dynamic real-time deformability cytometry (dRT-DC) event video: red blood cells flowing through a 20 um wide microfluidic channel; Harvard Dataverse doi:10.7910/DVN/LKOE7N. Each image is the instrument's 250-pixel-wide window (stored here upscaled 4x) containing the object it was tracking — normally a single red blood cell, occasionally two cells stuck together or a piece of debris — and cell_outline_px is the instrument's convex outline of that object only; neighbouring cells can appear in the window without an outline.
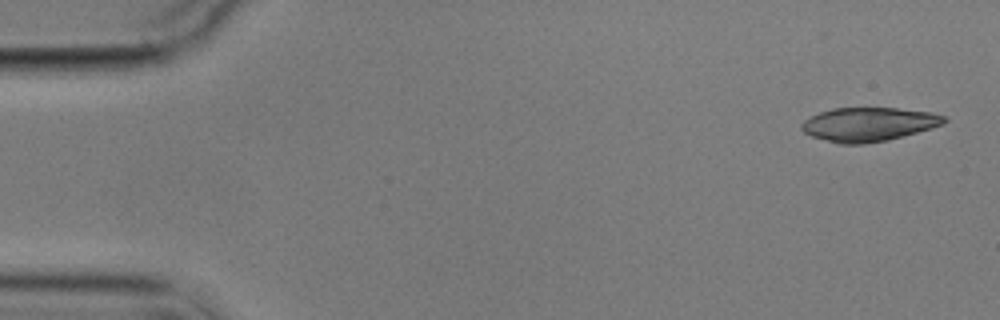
{"species": "common noctule bat (a hibernating species)", "species_latin": "Nyctalus noctula", "temperature_condition": "cold", "stored_images_in_passage": 7, "camera_frame_rate_fps": 3000, "um_per_image_px": 0.085, "animal": {"sex": "male", "body_mass_g": 17.9}, "frame": {"image": 1, "passage_image": 1, "time_ms": 0.0, "image_size_px": [1000, 320], "cell_outline_px": [[948, 120], [944, 124], [932, 128], [888, 140], [864, 144], [840, 144], [812, 136], [804, 132], [800, 128], [800, 124], [804, 120], [820, 112], [832, 108], [896, 108], [932, 112], [944, 116]], "centroid_in_image_um": [73.84, 10.57], "position_along_channel_um": 11.2, "area_um2": 28.15}}